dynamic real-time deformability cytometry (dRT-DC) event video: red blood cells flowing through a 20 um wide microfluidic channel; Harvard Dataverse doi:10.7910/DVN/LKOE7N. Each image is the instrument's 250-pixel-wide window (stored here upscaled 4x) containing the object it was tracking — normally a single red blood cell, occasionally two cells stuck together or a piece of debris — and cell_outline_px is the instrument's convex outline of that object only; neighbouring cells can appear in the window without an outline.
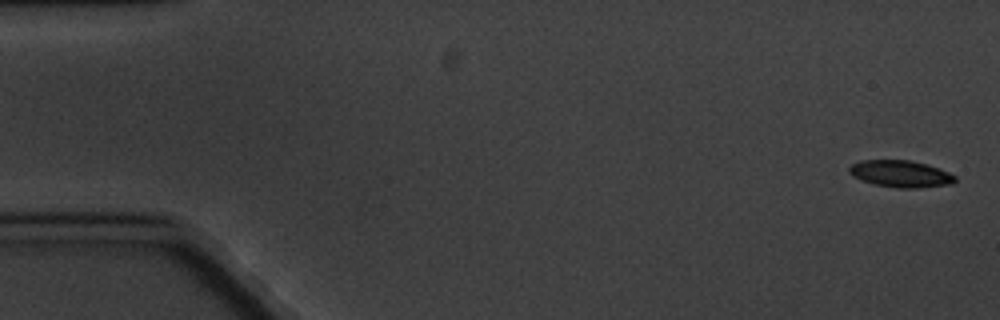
{"species": "common noctule bat (a hibernating species)", "species_latin": "Nyctalus noctula", "temperature_condition": "cold", "stored_images_in_passage": 6, "camera_frame_rate_fps": 3000, "um_per_image_px": 0.085, "animal": {"sex": "male", "body_mass_g": 20.1, "forearm_length_mm": 53.5}, "frame": {"image": 1, "passage_image": 1, "time_ms": 0.0, "image_size_px": [1000, 320], "cell_outline_px": [[956, 180], [952, 184], [916, 188], [896, 188], [876, 184], [852, 176], [848, 172], [848, 168], [852, 164], [860, 160], [908, 160], [940, 168], [956, 176]], "centroid_in_image_um": [76.55, 14.77], "position_along_channel_um": 8.4, "area_um2": 16.47}}
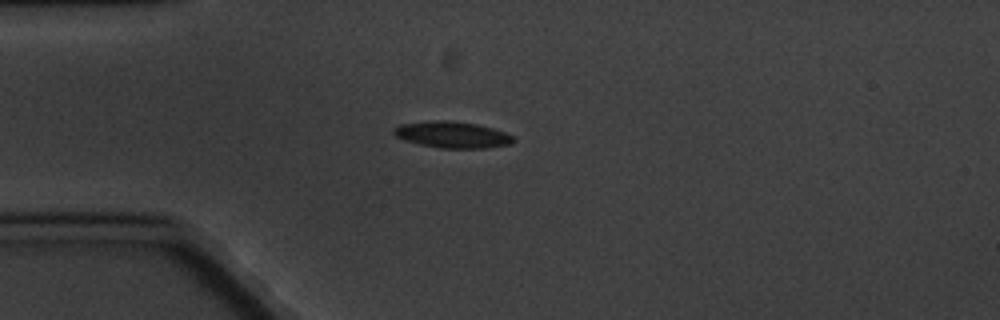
{"frame": {"image": 2, "passage_image": 5, "time_ms": 4.667, "image_size_px": [1000, 320], "cell_outline_px": [[516, 140], [512, 144], [488, 148], [440, 148], [420, 144], [404, 140], [396, 136], [392, 132], [392, 128], [400, 124], [432, 120], [448, 120], [476, 124], [492, 128], [504, 132], [512, 136]], "centroid_in_image_um": [38.43, 11.45], "position_along_channel_um": 46.6, "area_um2": 18.5}}